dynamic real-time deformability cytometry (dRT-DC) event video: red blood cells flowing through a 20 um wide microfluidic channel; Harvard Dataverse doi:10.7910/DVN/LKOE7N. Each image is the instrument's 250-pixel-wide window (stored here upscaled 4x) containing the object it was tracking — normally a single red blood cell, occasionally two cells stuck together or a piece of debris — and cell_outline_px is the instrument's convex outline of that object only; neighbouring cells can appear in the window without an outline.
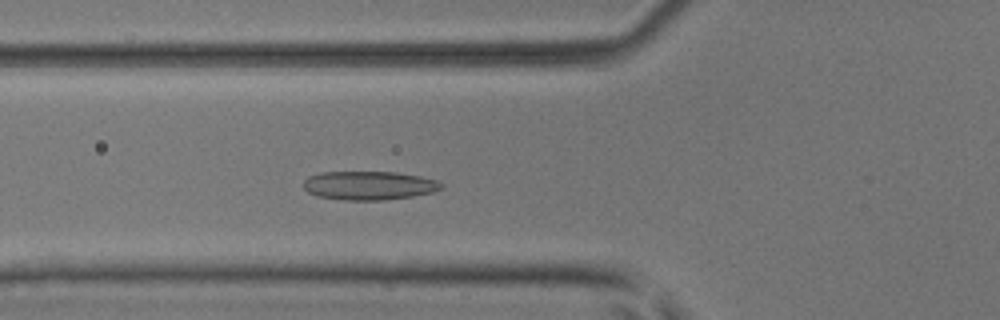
{"species": "common noctule bat (a hibernating species)", "species_latin": "Nyctalus noctula", "temperature_condition": "room temperature", "stored_images_in_passage": 48, "camera_frame_rate_fps": 3000, "um_per_image_px": 0.085, "animal": {"sex": "male", "body_mass_g": 17.9, "forearm_length_mm": 54.2}, "frame": {"image": 1, "passage_image": 17, "time_ms": 5.333, "image_size_px": [1000, 320], "cell_outline_px": [[444, 188], [432, 192], [412, 196], [384, 200], [344, 200], [316, 196], [308, 192], [304, 188], [304, 180], [308, 176], [320, 172], [396, 172], [420, 176], [436, 180], [444, 184]], "centroid_in_image_um": [31.36, 15.76], "position_along_channel_um": 94.4, "area_um2": 23.18}}
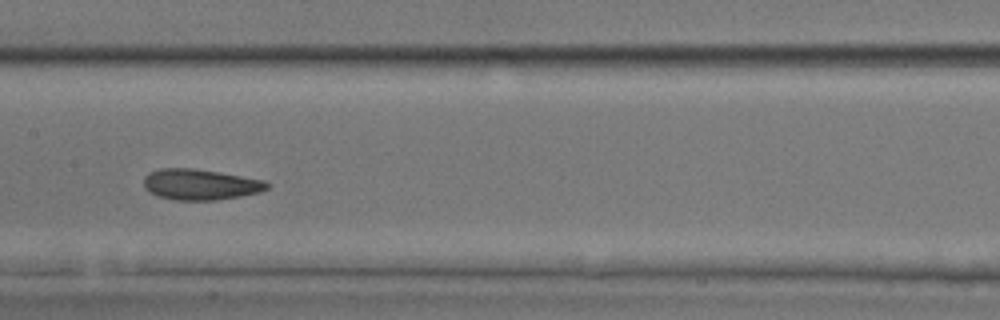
{"frame": {"image": 2, "passage_image": 24, "time_ms": 7.667, "image_size_px": [1000, 320], "cell_outline_px": [[272, 184], [268, 188], [260, 192], [240, 196], [216, 200], [176, 200], [156, 196], [148, 192], [144, 188], [144, 176], [148, 172], [160, 168], [192, 168], [220, 172], [264, 180]], "centroid_in_image_um": [17.0, 15.68], "position_along_channel_um": 190.4, "area_um2": 22.37}}
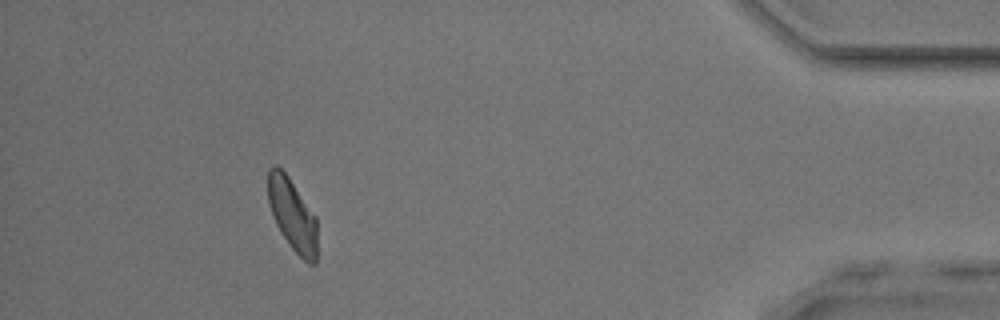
{"frame": {"image": 3, "passage_image": 44, "time_ms": 14.333, "image_size_px": [1000, 320], "cell_outline_px": [[316, 264], [308, 264], [292, 248], [280, 232], [272, 216], [268, 204], [268, 168], [272, 164], [276, 164], [288, 176], [316, 216]], "centroid_in_image_um": [24.83, 18.23], "position_along_channel_um": 410.4, "area_um2": 20.75}, "authors_computed_cell_mechanics": {"area_um2": 22.1085, "velocity_mm_per_s": 4.1187, "shape_relaxation_time_tau1_ms": 4.5079, "shape_relaxation_time_tau2_ms": 2.8425, "deformation_change_tau1": 0.1185, "deformation_change_tau2": 0.0943}}